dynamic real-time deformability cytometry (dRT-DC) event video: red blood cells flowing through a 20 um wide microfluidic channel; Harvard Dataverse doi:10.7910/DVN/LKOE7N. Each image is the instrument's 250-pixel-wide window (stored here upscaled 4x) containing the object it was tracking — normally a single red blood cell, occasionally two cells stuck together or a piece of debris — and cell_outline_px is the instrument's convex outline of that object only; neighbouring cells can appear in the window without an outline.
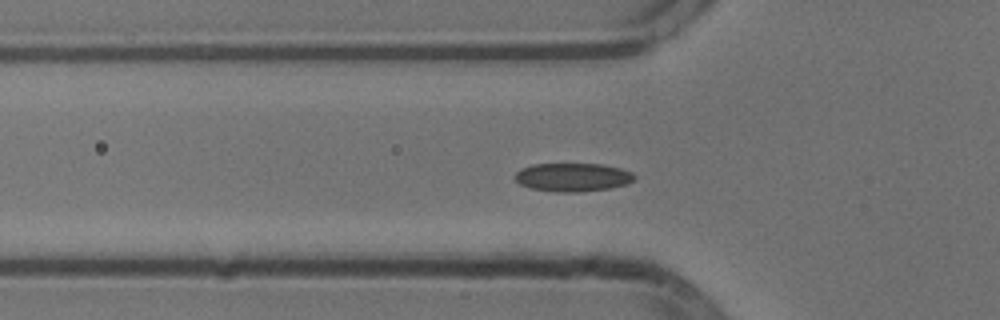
{"species": "common noctule bat (a hibernating species)", "species_latin": "Nyctalus noctula", "temperature_condition": "cold", "stored_images_in_passage": 55, "camera_frame_rate_fps": 3000, "um_per_image_px": 0.085, "animal": {"sex": "male", "body_mass_g": 13.3}, "frame": {"image": 1, "passage_image": 18, "time_ms": 5.667, "image_size_px": [1000, 320], "cell_outline_px": [[636, 180], [628, 184], [612, 188], [580, 192], [556, 192], [532, 188], [520, 184], [512, 176], [520, 168], [532, 164], [600, 164], [620, 168], [632, 172], [636, 176]], "centroid_in_image_um": [48.7, 15.06], "position_along_channel_um": 77.1, "area_um2": 20.06}}
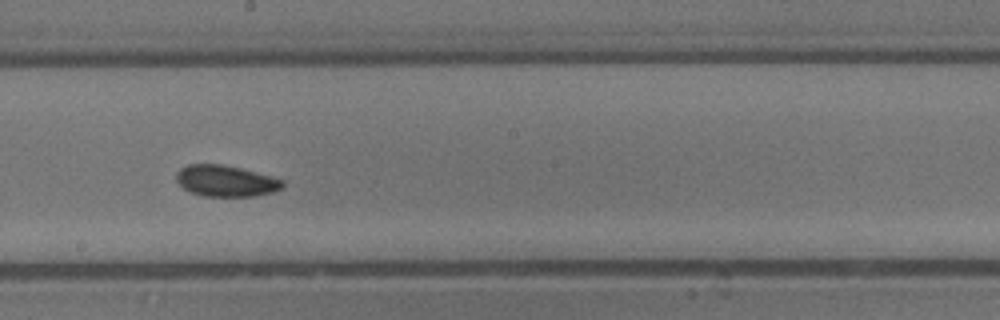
{"frame": {"image": 2, "passage_image": 30, "time_ms": 9.667, "image_size_px": [1000, 320], "cell_outline_px": [[284, 188], [272, 192], [256, 196], [200, 196], [188, 192], [176, 180], [176, 172], [180, 168], [188, 164], [220, 164], [240, 168], [272, 176], [284, 180]], "centroid_in_image_um": [19.19, 15.38], "position_along_channel_um": 229.0, "area_um2": 19.54}}
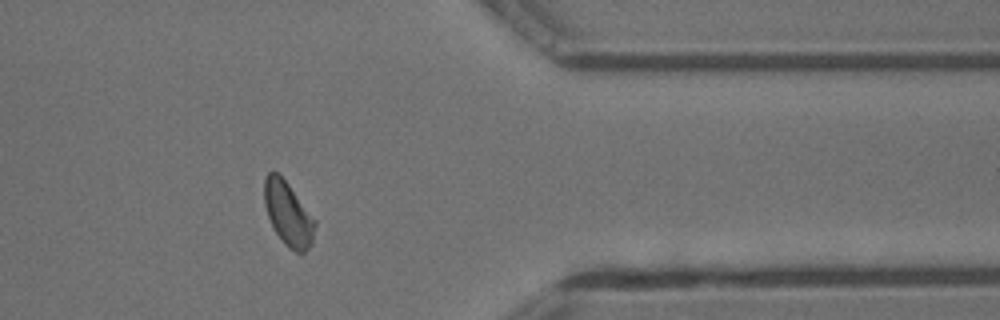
{"frame": {"image": 3, "passage_image": 44, "time_ms": 14.333, "image_size_px": [1000, 320], "cell_outline_px": [[316, 224], [312, 244], [304, 252], [296, 252], [288, 248], [284, 244], [276, 232], [268, 216], [264, 204], [264, 180], [268, 172], [276, 172], [288, 184], [316, 220]], "centroid_in_image_um": [24.5, 18.19], "position_along_channel_um": 386.9, "area_um2": 18.67}, "authors_computed_cell_mechanics": {"area_um2": 18.9584, "velocity_mm_per_s": 3.7708, "shape_relaxation_time_tau1_ms": 5.0497, "shape_relaxation_time_tau2_ms": 3.9526, "deformation_change_tau1": 0.0954, "deformation_change_tau2": 0.0826}}